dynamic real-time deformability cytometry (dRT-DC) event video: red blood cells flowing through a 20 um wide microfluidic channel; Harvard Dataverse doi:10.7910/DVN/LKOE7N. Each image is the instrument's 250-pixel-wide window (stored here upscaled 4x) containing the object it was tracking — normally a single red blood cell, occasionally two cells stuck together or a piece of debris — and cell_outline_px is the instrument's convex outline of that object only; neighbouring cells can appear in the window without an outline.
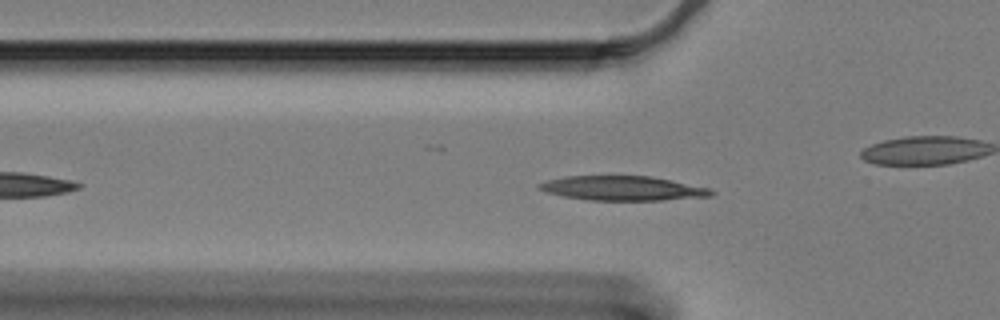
{"species": "Egyptian fruit bat (a non-hibernating species)", "species_latin": "Rousettus aegyptiacus", "temperature_condition": "cold", "stored_images_in_passage": 47, "camera_frame_rate_fps": 3000, "um_per_image_px": 0.085, "animal": {"sex": "female"}, "frame": {"image": 1, "passage_image": 10, "time_ms": 3.0, "image_size_px": [1000, 320], "cell_outline_px": [[716, 192], [712, 196], [664, 200], [588, 200], [564, 196], [548, 192], [536, 188], [536, 184], [548, 180], [564, 176], [652, 176], [712, 188]], "centroid_in_image_um": [52.97, 16.0], "position_along_channel_um": 72.8, "area_um2": 24.68}}
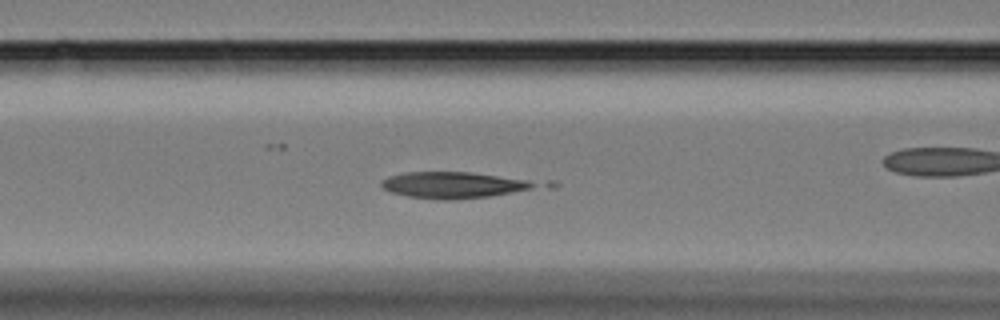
{"frame": {"image": 2, "passage_image": 15, "time_ms": 4.667, "image_size_px": [1000, 320], "cell_outline_px": [[560, 184], [556, 188], [488, 196], [452, 200], [440, 200], [408, 196], [392, 192], [384, 188], [380, 184], [380, 180], [388, 176], [404, 172], [468, 172], [556, 180]], "centroid_in_image_um": [39.19, 15.71], "position_along_channel_um": 127.4, "area_um2": 26.01}}